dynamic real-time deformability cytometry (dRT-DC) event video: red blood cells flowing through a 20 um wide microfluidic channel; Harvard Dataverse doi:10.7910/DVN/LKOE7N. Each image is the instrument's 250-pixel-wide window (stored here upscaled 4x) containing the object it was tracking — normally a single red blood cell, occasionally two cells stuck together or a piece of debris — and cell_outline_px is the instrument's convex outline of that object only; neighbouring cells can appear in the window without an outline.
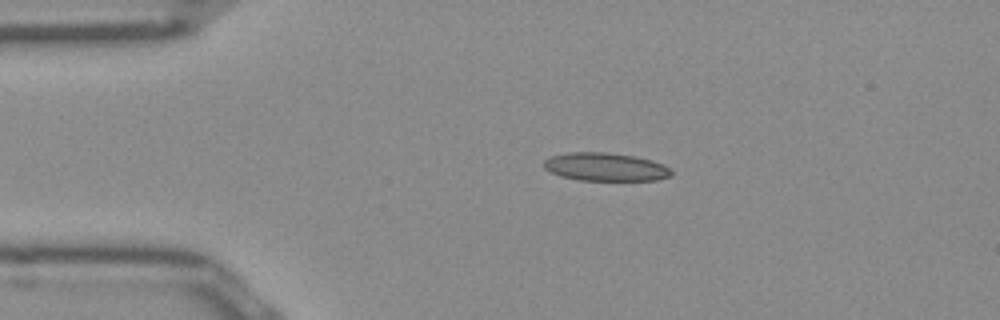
{"species": "Egyptian fruit bat (a non-hibernating species)", "species_latin": "Rousettus aegyptiacus", "temperature_condition": "room temperature", "stored_images_in_passage": 41, "camera_frame_rate_fps": 3000, "um_per_image_px": 0.085, "frame": {"image": 1, "passage_image": 1, "time_ms": 0.0, "image_size_px": [1000, 320], "cell_outline_px": [[672, 176], [656, 180], [580, 180], [560, 176], [544, 168], [544, 160], [552, 156], [568, 152], [604, 152], [636, 156], [652, 160], [664, 164], [672, 172]], "centroid_in_image_um": [51.48, 14.18], "position_along_channel_um": 33.5, "area_um2": 20.92}}
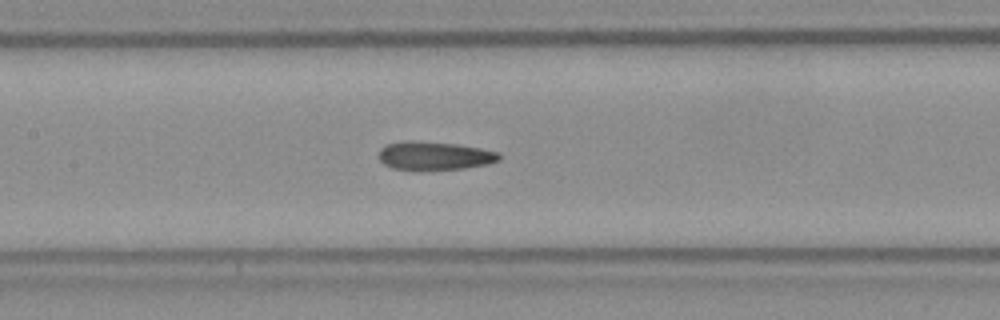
{"frame": {"image": 2, "passage_image": 14, "time_ms": 4.333, "image_size_px": [1000, 320], "cell_outline_px": [[500, 160], [488, 164], [464, 168], [420, 172], [412, 172], [392, 168], [384, 164], [380, 160], [380, 148], [384, 144], [404, 140], [412, 140], [456, 144], [480, 148], [500, 152]], "centroid_in_image_um": [36.89, 13.26], "position_along_channel_um": 170.5, "area_um2": 20.69}}
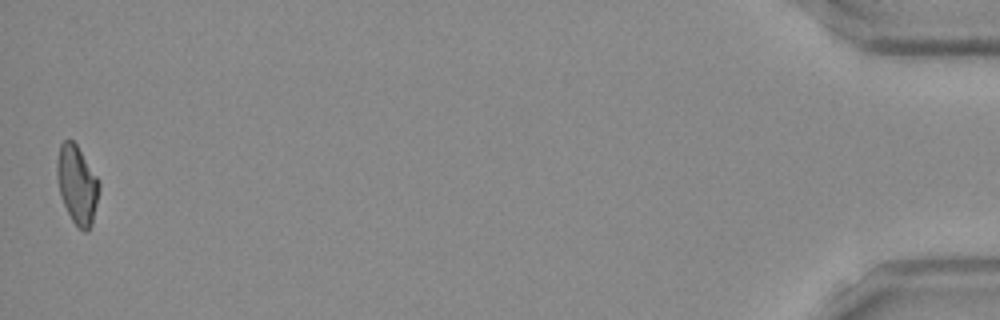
{"frame": {"image": 3, "passage_image": 41, "time_ms": 13.333, "image_size_px": [1000, 320], "cell_outline_px": [[100, 188], [92, 224], [88, 232], [84, 232], [72, 220], [60, 196], [56, 176], [56, 164], [60, 144], [64, 140], [72, 140], [76, 144], [96, 176], [100, 184]], "centroid_in_image_um": [6.54, 15.7], "position_along_channel_um": 428.7, "area_um2": 19.13}, "authors_computed_cell_mechanics": {"area_um2": 19.941, "velocity_mm_per_s": 3.9709, "shape_relaxation_time_tau1_ms": null, "shape_relaxation_time_tau2_ms": 4.1345, "deformation_change_tau1": null, "deformation_change_tau2": 0.1383}}